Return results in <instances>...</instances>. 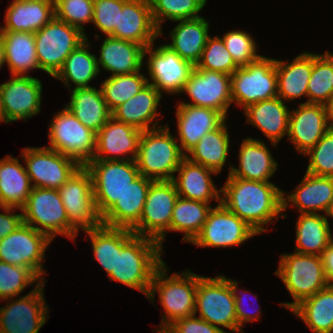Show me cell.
<instances>
[{"mask_svg":"<svg viewBox=\"0 0 333 333\" xmlns=\"http://www.w3.org/2000/svg\"><path fill=\"white\" fill-rule=\"evenodd\" d=\"M221 204L245 221L258 234L267 231L264 225L273 223L283 213V190L272 182L228 177L221 187ZM281 213V214H280ZM279 215V216H278Z\"/></svg>","mask_w":333,"mask_h":333,"instance_id":"6da1fadb","label":"cell"},{"mask_svg":"<svg viewBox=\"0 0 333 333\" xmlns=\"http://www.w3.org/2000/svg\"><path fill=\"white\" fill-rule=\"evenodd\" d=\"M162 247L155 239L133 235L116 250L115 271L108 276L131 289L149 294L155 271L164 263Z\"/></svg>","mask_w":333,"mask_h":333,"instance_id":"7a4b0ae2","label":"cell"},{"mask_svg":"<svg viewBox=\"0 0 333 333\" xmlns=\"http://www.w3.org/2000/svg\"><path fill=\"white\" fill-rule=\"evenodd\" d=\"M167 270L164 262L155 271L147 296L154 303L158 292L160 304L165 310L158 330L167 329L175 321L195 314L199 275L186 270L168 277Z\"/></svg>","mask_w":333,"mask_h":333,"instance_id":"3957f363","label":"cell"},{"mask_svg":"<svg viewBox=\"0 0 333 333\" xmlns=\"http://www.w3.org/2000/svg\"><path fill=\"white\" fill-rule=\"evenodd\" d=\"M167 124L142 132L135 159L140 175L153 181L173 180L186 155Z\"/></svg>","mask_w":333,"mask_h":333,"instance_id":"277c9868","label":"cell"},{"mask_svg":"<svg viewBox=\"0 0 333 333\" xmlns=\"http://www.w3.org/2000/svg\"><path fill=\"white\" fill-rule=\"evenodd\" d=\"M275 274L285 284L293 302L280 303L281 307L292 310L302 300L313 296L328 285L321 257L313 254L293 252L280 256Z\"/></svg>","mask_w":333,"mask_h":333,"instance_id":"5b68a950","label":"cell"},{"mask_svg":"<svg viewBox=\"0 0 333 333\" xmlns=\"http://www.w3.org/2000/svg\"><path fill=\"white\" fill-rule=\"evenodd\" d=\"M21 212L24 224L45 234L51 241L59 234L75 241L79 233L68 222L65 207L56 189L33 187Z\"/></svg>","mask_w":333,"mask_h":333,"instance_id":"8992f818","label":"cell"},{"mask_svg":"<svg viewBox=\"0 0 333 333\" xmlns=\"http://www.w3.org/2000/svg\"><path fill=\"white\" fill-rule=\"evenodd\" d=\"M232 103L243 109L278 96L276 59L261 56L231 75Z\"/></svg>","mask_w":333,"mask_h":333,"instance_id":"52a82bcc","label":"cell"},{"mask_svg":"<svg viewBox=\"0 0 333 333\" xmlns=\"http://www.w3.org/2000/svg\"><path fill=\"white\" fill-rule=\"evenodd\" d=\"M49 146L80 166H86L94 158L96 133L85 127L68 109L58 112L49 125Z\"/></svg>","mask_w":333,"mask_h":333,"instance_id":"ba28073f","label":"cell"},{"mask_svg":"<svg viewBox=\"0 0 333 333\" xmlns=\"http://www.w3.org/2000/svg\"><path fill=\"white\" fill-rule=\"evenodd\" d=\"M93 181V194L101 217L120 199L131 182L140 176L135 160L93 159L85 166Z\"/></svg>","mask_w":333,"mask_h":333,"instance_id":"9c48e42d","label":"cell"},{"mask_svg":"<svg viewBox=\"0 0 333 333\" xmlns=\"http://www.w3.org/2000/svg\"><path fill=\"white\" fill-rule=\"evenodd\" d=\"M39 70L55 77L68 55L85 40L78 28L54 17L34 33Z\"/></svg>","mask_w":333,"mask_h":333,"instance_id":"30bf717a","label":"cell"},{"mask_svg":"<svg viewBox=\"0 0 333 333\" xmlns=\"http://www.w3.org/2000/svg\"><path fill=\"white\" fill-rule=\"evenodd\" d=\"M58 191L68 222L78 232L79 228L85 231L102 225V217L94 199L92 177L85 166H81L72 174Z\"/></svg>","mask_w":333,"mask_h":333,"instance_id":"8fae6325","label":"cell"},{"mask_svg":"<svg viewBox=\"0 0 333 333\" xmlns=\"http://www.w3.org/2000/svg\"><path fill=\"white\" fill-rule=\"evenodd\" d=\"M197 311L198 317L211 325L244 333L237 326L235 299L223 275L214 278L199 275L195 315Z\"/></svg>","mask_w":333,"mask_h":333,"instance_id":"7c38bea8","label":"cell"},{"mask_svg":"<svg viewBox=\"0 0 333 333\" xmlns=\"http://www.w3.org/2000/svg\"><path fill=\"white\" fill-rule=\"evenodd\" d=\"M179 195L172 180L153 181L148 189L143 213L139 222L131 229L137 236L155 239L163 249L166 232Z\"/></svg>","mask_w":333,"mask_h":333,"instance_id":"4fadbf2b","label":"cell"},{"mask_svg":"<svg viewBox=\"0 0 333 333\" xmlns=\"http://www.w3.org/2000/svg\"><path fill=\"white\" fill-rule=\"evenodd\" d=\"M51 242L45 234L22 223L14 232L0 240V261L30 268L46 282L42 262L45 259V250Z\"/></svg>","mask_w":333,"mask_h":333,"instance_id":"5bb4252c","label":"cell"},{"mask_svg":"<svg viewBox=\"0 0 333 333\" xmlns=\"http://www.w3.org/2000/svg\"><path fill=\"white\" fill-rule=\"evenodd\" d=\"M44 286L45 281L36 283L35 288L25 296L3 300L11 299L5 307H0V333H39L49 313Z\"/></svg>","mask_w":333,"mask_h":333,"instance_id":"9a60e30c","label":"cell"},{"mask_svg":"<svg viewBox=\"0 0 333 333\" xmlns=\"http://www.w3.org/2000/svg\"><path fill=\"white\" fill-rule=\"evenodd\" d=\"M33 187L58 190L81 166L48 147H26L21 152Z\"/></svg>","mask_w":333,"mask_h":333,"instance_id":"2e32d148","label":"cell"},{"mask_svg":"<svg viewBox=\"0 0 333 333\" xmlns=\"http://www.w3.org/2000/svg\"><path fill=\"white\" fill-rule=\"evenodd\" d=\"M154 45L153 42L144 50V58L147 53L149 55L147 70L150 79L147 78V82L160 93L181 94L195 66L165 44L157 46L156 49Z\"/></svg>","mask_w":333,"mask_h":333,"instance_id":"e0dca14e","label":"cell"},{"mask_svg":"<svg viewBox=\"0 0 333 333\" xmlns=\"http://www.w3.org/2000/svg\"><path fill=\"white\" fill-rule=\"evenodd\" d=\"M258 233L222 204L212 208L199 234L191 242L197 247L228 248L243 244Z\"/></svg>","mask_w":333,"mask_h":333,"instance_id":"ac0fdd59","label":"cell"},{"mask_svg":"<svg viewBox=\"0 0 333 333\" xmlns=\"http://www.w3.org/2000/svg\"><path fill=\"white\" fill-rule=\"evenodd\" d=\"M181 93H187L192 103L180 102L221 112L226 118L232 104L231 75L194 68Z\"/></svg>","mask_w":333,"mask_h":333,"instance_id":"d6986e66","label":"cell"},{"mask_svg":"<svg viewBox=\"0 0 333 333\" xmlns=\"http://www.w3.org/2000/svg\"><path fill=\"white\" fill-rule=\"evenodd\" d=\"M42 82L31 76L12 75L0 84V103L5 119L10 122L31 118L40 113Z\"/></svg>","mask_w":333,"mask_h":333,"instance_id":"ffe728a7","label":"cell"},{"mask_svg":"<svg viewBox=\"0 0 333 333\" xmlns=\"http://www.w3.org/2000/svg\"><path fill=\"white\" fill-rule=\"evenodd\" d=\"M329 129L326 105L305 102L290 111L287 136L300 154L313 148Z\"/></svg>","mask_w":333,"mask_h":333,"instance_id":"44dd1931","label":"cell"},{"mask_svg":"<svg viewBox=\"0 0 333 333\" xmlns=\"http://www.w3.org/2000/svg\"><path fill=\"white\" fill-rule=\"evenodd\" d=\"M142 132L134 126L111 117L96 133V149L93 159L106 161L135 160L138 155ZM129 153L131 157L128 156ZM112 154L114 156H108ZM122 155H127V157H122Z\"/></svg>","mask_w":333,"mask_h":333,"instance_id":"7402d4cb","label":"cell"},{"mask_svg":"<svg viewBox=\"0 0 333 333\" xmlns=\"http://www.w3.org/2000/svg\"><path fill=\"white\" fill-rule=\"evenodd\" d=\"M114 38L134 42L145 48L159 35L154 24L149 0H127L119 12L118 26L109 35Z\"/></svg>","mask_w":333,"mask_h":333,"instance_id":"603a6c76","label":"cell"},{"mask_svg":"<svg viewBox=\"0 0 333 333\" xmlns=\"http://www.w3.org/2000/svg\"><path fill=\"white\" fill-rule=\"evenodd\" d=\"M177 133L181 151L186 155L201 137L217 129L226 117L219 111L190 104H178Z\"/></svg>","mask_w":333,"mask_h":333,"instance_id":"cb8c5ba5","label":"cell"},{"mask_svg":"<svg viewBox=\"0 0 333 333\" xmlns=\"http://www.w3.org/2000/svg\"><path fill=\"white\" fill-rule=\"evenodd\" d=\"M293 191L286 197L283 191V211L292 203L300 214H320V211L326 214L333 202V177L316 176L306 172L301 183Z\"/></svg>","mask_w":333,"mask_h":333,"instance_id":"d4e9b609","label":"cell"},{"mask_svg":"<svg viewBox=\"0 0 333 333\" xmlns=\"http://www.w3.org/2000/svg\"><path fill=\"white\" fill-rule=\"evenodd\" d=\"M178 176L173 178L179 197L211 203L215 199L221 204V188L217 189L212 181L211 174L215 171L184 158L176 170Z\"/></svg>","mask_w":333,"mask_h":333,"instance_id":"484cf974","label":"cell"},{"mask_svg":"<svg viewBox=\"0 0 333 333\" xmlns=\"http://www.w3.org/2000/svg\"><path fill=\"white\" fill-rule=\"evenodd\" d=\"M265 141L248 137L243 139L239 149V167L230 165L228 177L270 182L278 163L274 160Z\"/></svg>","mask_w":333,"mask_h":333,"instance_id":"4316f807","label":"cell"},{"mask_svg":"<svg viewBox=\"0 0 333 333\" xmlns=\"http://www.w3.org/2000/svg\"><path fill=\"white\" fill-rule=\"evenodd\" d=\"M153 180L140 175L126 188L120 199L102 216V224L132 229L140 220L147 192Z\"/></svg>","mask_w":333,"mask_h":333,"instance_id":"83f0119b","label":"cell"},{"mask_svg":"<svg viewBox=\"0 0 333 333\" xmlns=\"http://www.w3.org/2000/svg\"><path fill=\"white\" fill-rule=\"evenodd\" d=\"M278 96L244 109L247 123L261 130L275 147L288 134L290 110Z\"/></svg>","mask_w":333,"mask_h":333,"instance_id":"f1b7e54d","label":"cell"},{"mask_svg":"<svg viewBox=\"0 0 333 333\" xmlns=\"http://www.w3.org/2000/svg\"><path fill=\"white\" fill-rule=\"evenodd\" d=\"M55 17L54 1L13 0L6 10L5 25L1 32L35 33Z\"/></svg>","mask_w":333,"mask_h":333,"instance_id":"f546056e","label":"cell"},{"mask_svg":"<svg viewBox=\"0 0 333 333\" xmlns=\"http://www.w3.org/2000/svg\"><path fill=\"white\" fill-rule=\"evenodd\" d=\"M145 47L134 42L107 36L104 39L97 65L111 72V76L141 71Z\"/></svg>","mask_w":333,"mask_h":333,"instance_id":"4dcf8cb0","label":"cell"},{"mask_svg":"<svg viewBox=\"0 0 333 333\" xmlns=\"http://www.w3.org/2000/svg\"><path fill=\"white\" fill-rule=\"evenodd\" d=\"M161 98L162 93L148 83L135 96L117 107L112 117L141 131L161 127L163 125H159V121L153 123L159 117L156 112ZM150 123H153L151 128Z\"/></svg>","mask_w":333,"mask_h":333,"instance_id":"1f68e13d","label":"cell"},{"mask_svg":"<svg viewBox=\"0 0 333 333\" xmlns=\"http://www.w3.org/2000/svg\"><path fill=\"white\" fill-rule=\"evenodd\" d=\"M175 22L179 23L169 34L172 41L165 45L196 66L209 37V22L204 17Z\"/></svg>","mask_w":333,"mask_h":333,"instance_id":"d6a6232c","label":"cell"},{"mask_svg":"<svg viewBox=\"0 0 333 333\" xmlns=\"http://www.w3.org/2000/svg\"><path fill=\"white\" fill-rule=\"evenodd\" d=\"M70 102L65 105L74 116L85 126L95 133L112 117L102 90L95 87L70 89Z\"/></svg>","mask_w":333,"mask_h":333,"instance_id":"836d02e7","label":"cell"},{"mask_svg":"<svg viewBox=\"0 0 333 333\" xmlns=\"http://www.w3.org/2000/svg\"><path fill=\"white\" fill-rule=\"evenodd\" d=\"M26 168L10 155L0 160V206L21 210L32 191Z\"/></svg>","mask_w":333,"mask_h":333,"instance_id":"e575fe53","label":"cell"},{"mask_svg":"<svg viewBox=\"0 0 333 333\" xmlns=\"http://www.w3.org/2000/svg\"><path fill=\"white\" fill-rule=\"evenodd\" d=\"M290 62L276 59L278 97L289 102L301 96L307 97L312 72V53L305 51Z\"/></svg>","mask_w":333,"mask_h":333,"instance_id":"d590c367","label":"cell"},{"mask_svg":"<svg viewBox=\"0 0 333 333\" xmlns=\"http://www.w3.org/2000/svg\"><path fill=\"white\" fill-rule=\"evenodd\" d=\"M295 236L294 252L319 256L333 239L326 215L312 213L299 214Z\"/></svg>","mask_w":333,"mask_h":333,"instance_id":"8d00e7d4","label":"cell"},{"mask_svg":"<svg viewBox=\"0 0 333 333\" xmlns=\"http://www.w3.org/2000/svg\"><path fill=\"white\" fill-rule=\"evenodd\" d=\"M4 40L5 63L11 75L28 76L29 71L39 69L35 36L31 32H0Z\"/></svg>","mask_w":333,"mask_h":333,"instance_id":"74e56055","label":"cell"},{"mask_svg":"<svg viewBox=\"0 0 333 333\" xmlns=\"http://www.w3.org/2000/svg\"><path fill=\"white\" fill-rule=\"evenodd\" d=\"M226 121L227 119L217 129L203 135L200 141L186 154V158L219 174L227 161L230 147Z\"/></svg>","mask_w":333,"mask_h":333,"instance_id":"f35d334b","label":"cell"},{"mask_svg":"<svg viewBox=\"0 0 333 333\" xmlns=\"http://www.w3.org/2000/svg\"><path fill=\"white\" fill-rule=\"evenodd\" d=\"M291 312L313 333H333V286L305 298Z\"/></svg>","mask_w":333,"mask_h":333,"instance_id":"ab89813d","label":"cell"},{"mask_svg":"<svg viewBox=\"0 0 333 333\" xmlns=\"http://www.w3.org/2000/svg\"><path fill=\"white\" fill-rule=\"evenodd\" d=\"M88 37L79 44L66 58L63 67L55 78L61 80L68 89L74 83V88L92 87L89 84L99 73L96 55L89 52L91 45Z\"/></svg>","mask_w":333,"mask_h":333,"instance_id":"60d3db41","label":"cell"},{"mask_svg":"<svg viewBox=\"0 0 333 333\" xmlns=\"http://www.w3.org/2000/svg\"><path fill=\"white\" fill-rule=\"evenodd\" d=\"M84 232L92 243L93 258L100 263L109 276L112 271H115L116 250H120L134 233L127 228L109 227L103 224Z\"/></svg>","mask_w":333,"mask_h":333,"instance_id":"b9f144b4","label":"cell"},{"mask_svg":"<svg viewBox=\"0 0 333 333\" xmlns=\"http://www.w3.org/2000/svg\"><path fill=\"white\" fill-rule=\"evenodd\" d=\"M212 208L209 203L179 197L172 212L170 231L183 232L185 235L182 241L191 243L199 234Z\"/></svg>","mask_w":333,"mask_h":333,"instance_id":"7bdbcfd3","label":"cell"},{"mask_svg":"<svg viewBox=\"0 0 333 333\" xmlns=\"http://www.w3.org/2000/svg\"><path fill=\"white\" fill-rule=\"evenodd\" d=\"M306 103L326 105L333 97V53H312V72Z\"/></svg>","mask_w":333,"mask_h":333,"instance_id":"ee69618b","label":"cell"},{"mask_svg":"<svg viewBox=\"0 0 333 333\" xmlns=\"http://www.w3.org/2000/svg\"><path fill=\"white\" fill-rule=\"evenodd\" d=\"M147 84V77L138 71L110 76L102 82L100 88L109 110L113 112Z\"/></svg>","mask_w":333,"mask_h":333,"instance_id":"f6af8a7d","label":"cell"},{"mask_svg":"<svg viewBox=\"0 0 333 333\" xmlns=\"http://www.w3.org/2000/svg\"><path fill=\"white\" fill-rule=\"evenodd\" d=\"M149 2L154 24L159 29V35H163L161 27L165 20L175 22L198 18L207 0H149Z\"/></svg>","mask_w":333,"mask_h":333,"instance_id":"bcb514c9","label":"cell"},{"mask_svg":"<svg viewBox=\"0 0 333 333\" xmlns=\"http://www.w3.org/2000/svg\"><path fill=\"white\" fill-rule=\"evenodd\" d=\"M35 282L43 281L30 268L0 261V300L18 296Z\"/></svg>","mask_w":333,"mask_h":333,"instance_id":"7dc6e473","label":"cell"},{"mask_svg":"<svg viewBox=\"0 0 333 333\" xmlns=\"http://www.w3.org/2000/svg\"><path fill=\"white\" fill-rule=\"evenodd\" d=\"M195 67L232 75L239 66L226 49L222 38L219 36H209L200 60Z\"/></svg>","mask_w":333,"mask_h":333,"instance_id":"c3c4849f","label":"cell"},{"mask_svg":"<svg viewBox=\"0 0 333 333\" xmlns=\"http://www.w3.org/2000/svg\"><path fill=\"white\" fill-rule=\"evenodd\" d=\"M55 17L78 28L85 38L84 24L92 23L94 13V0H55Z\"/></svg>","mask_w":333,"mask_h":333,"instance_id":"681fc988","label":"cell"},{"mask_svg":"<svg viewBox=\"0 0 333 333\" xmlns=\"http://www.w3.org/2000/svg\"><path fill=\"white\" fill-rule=\"evenodd\" d=\"M306 155L309 156L307 173L333 177V129L330 128Z\"/></svg>","mask_w":333,"mask_h":333,"instance_id":"f907efd6","label":"cell"},{"mask_svg":"<svg viewBox=\"0 0 333 333\" xmlns=\"http://www.w3.org/2000/svg\"><path fill=\"white\" fill-rule=\"evenodd\" d=\"M221 38L239 67L249 65L261 57L257 54L256 41H254L251 34L243 30L228 31Z\"/></svg>","mask_w":333,"mask_h":333,"instance_id":"816d5d0a","label":"cell"},{"mask_svg":"<svg viewBox=\"0 0 333 333\" xmlns=\"http://www.w3.org/2000/svg\"><path fill=\"white\" fill-rule=\"evenodd\" d=\"M127 0H94L92 23L106 36L118 26L119 12Z\"/></svg>","mask_w":333,"mask_h":333,"instance_id":"f5cc1de1","label":"cell"},{"mask_svg":"<svg viewBox=\"0 0 333 333\" xmlns=\"http://www.w3.org/2000/svg\"><path fill=\"white\" fill-rule=\"evenodd\" d=\"M168 329L172 333H227L224 329L197 318L195 314L175 321Z\"/></svg>","mask_w":333,"mask_h":333,"instance_id":"db71d44e","label":"cell"},{"mask_svg":"<svg viewBox=\"0 0 333 333\" xmlns=\"http://www.w3.org/2000/svg\"><path fill=\"white\" fill-rule=\"evenodd\" d=\"M225 278V280L227 281L231 291H232V294H233V297L235 299V311H236V319H237V326L239 327V329L241 331H243L242 327H243V324L244 323H247V322H251L253 320H259L258 318L261 317L260 315V308H258L257 310V314L256 313H251L249 311H247L246 309H244L243 307V301L245 299L244 296L242 295H239L237 292H238V281H235V280H231V278H226V276H223ZM248 291L244 292L243 295H246Z\"/></svg>","mask_w":333,"mask_h":333,"instance_id":"11a10c76","label":"cell"},{"mask_svg":"<svg viewBox=\"0 0 333 333\" xmlns=\"http://www.w3.org/2000/svg\"><path fill=\"white\" fill-rule=\"evenodd\" d=\"M5 214L0 212V240L14 232L22 223V213H12L17 208L0 206Z\"/></svg>","mask_w":333,"mask_h":333,"instance_id":"9f6ffc18","label":"cell"},{"mask_svg":"<svg viewBox=\"0 0 333 333\" xmlns=\"http://www.w3.org/2000/svg\"><path fill=\"white\" fill-rule=\"evenodd\" d=\"M320 257L327 283L329 286H333V241L323 250Z\"/></svg>","mask_w":333,"mask_h":333,"instance_id":"6f0895ef","label":"cell"},{"mask_svg":"<svg viewBox=\"0 0 333 333\" xmlns=\"http://www.w3.org/2000/svg\"><path fill=\"white\" fill-rule=\"evenodd\" d=\"M329 127L333 129V97L326 104Z\"/></svg>","mask_w":333,"mask_h":333,"instance_id":"680465c9","label":"cell"},{"mask_svg":"<svg viewBox=\"0 0 333 333\" xmlns=\"http://www.w3.org/2000/svg\"><path fill=\"white\" fill-rule=\"evenodd\" d=\"M5 64L4 40L0 33V68Z\"/></svg>","mask_w":333,"mask_h":333,"instance_id":"91938a15","label":"cell"},{"mask_svg":"<svg viewBox=\"0 0 333 333\" xmlns=\"http://www.w3.org/2000/svg\"><path fill=\"white\" fill-rule=\"evenodd\" d=\"M0 122L8 123V121L5 119V116L3 114L1 103H0Z\"/></svg>","mask_w":333,"mask_h":333,"instance_id":"94428289","label":"cell"},{"mask_svg":"<svg viewBox=\"0 0 333 333\" xmlns=\"http://www.w3.org/2000/svg\"><path fill=\"white\" fill-rule=\"evenodd\" d=\"M326 215L333 218V202L331 203V206H330L328 212L326 213Z\"/></svg>","mask_w":333,"mask_h":333,"instance_id":"6125c7cd","label":"cell"},{"mask_svg":"<svg viewBox=\"0 0 333 333\" xmlns=\"http://www.w3.org/2000/svg\"><path fill=\"white\" fill-rule=\"evenodd\" d=\"M155 333H172V332L167 328V329L157 330Z\"/></svg>","mask_w":333,"mask_h":333,"instance_id":"be15d7a7","label":"cell"}]
</instances>
